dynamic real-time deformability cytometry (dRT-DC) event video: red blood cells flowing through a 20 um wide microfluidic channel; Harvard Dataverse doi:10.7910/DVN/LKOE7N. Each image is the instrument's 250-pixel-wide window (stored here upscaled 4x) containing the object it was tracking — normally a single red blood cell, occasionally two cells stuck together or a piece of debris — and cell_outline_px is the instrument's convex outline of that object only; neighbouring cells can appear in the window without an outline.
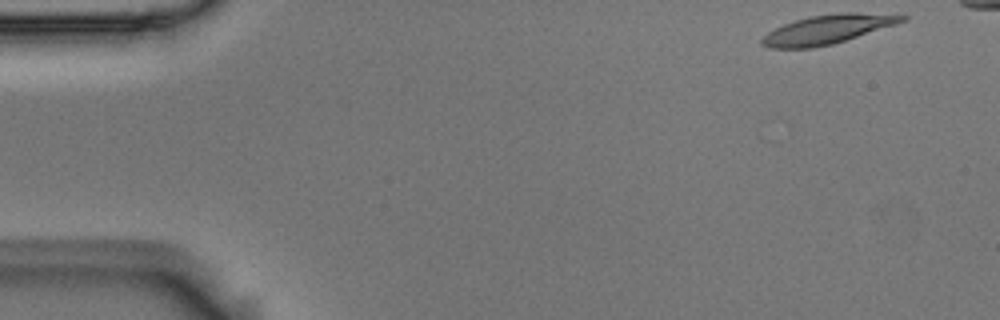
{"species": "Egyptian fruit bat (a non-hibernating species)", "species_latin": "Rousettus aegyptiacus", "temperature_condition": "room temperature", "stored_images_in_passage": 6, "camera_frame_rate_fps": 3000, "um_per_image_px": 0.085, "animal": {"sex": "male"}, "frame": {"image": 1, "passage_image": 1, "time_ms": 0.0, "image_size_px": [1000, 320], "cell_outline_px": [[908, 20], [896, 24], [832, 44], [812, 48], [772, 48], [760, 44], [760, 40], [768, 32], [784, 24], [808, 16], [840, 12], [852, 12], [908, 16]], "centroid_in_image_um": [70.31, 2.49], "position_along_channel_um": 14.7, "area_um2": 23.41}}